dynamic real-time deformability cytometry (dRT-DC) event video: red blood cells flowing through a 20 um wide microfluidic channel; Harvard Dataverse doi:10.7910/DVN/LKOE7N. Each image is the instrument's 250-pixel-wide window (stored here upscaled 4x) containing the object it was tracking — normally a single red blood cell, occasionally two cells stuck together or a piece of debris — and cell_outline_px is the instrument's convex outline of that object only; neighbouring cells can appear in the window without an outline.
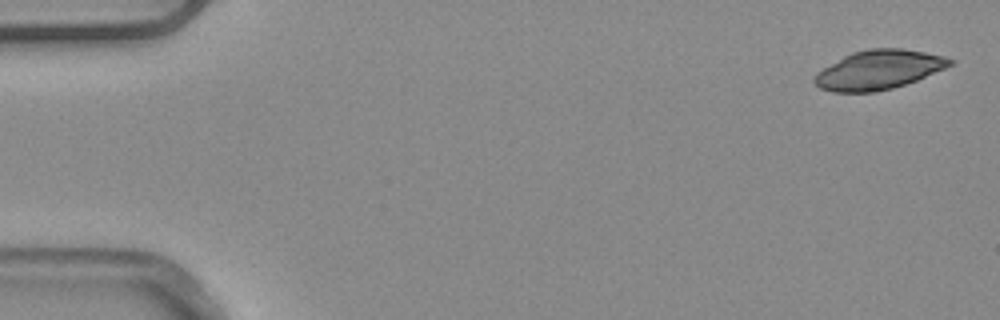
{"species": "common noctule bat (a hibernating species)", "species_latin": "Nyctalus noctula", "temperature_condition": "warm", "stored_images_in_passage": 4, "camera_frame_rate_fps": 3000, "um_per_image_px": 0.085, "animal": {"sex": "male", "body_mass_g": 20.4}, "frame": {"image": 1, "passage_image": 1, "time_ms": 0.0, "image_size_px": [1000, 320], "cell_outline_px": [[956, 64], [916, 80], [892, 88], [876, 92], [832, 92], [820, 88], [812, 80], [816, 72], [844, 56], [852, 52], [868, 48], [904, 48], [944, 56], [956, 60]], "centroid_in_image_um": [74.71, 5.92], "position_along_channel_um": 10.3, "area_um2": 31.1}}